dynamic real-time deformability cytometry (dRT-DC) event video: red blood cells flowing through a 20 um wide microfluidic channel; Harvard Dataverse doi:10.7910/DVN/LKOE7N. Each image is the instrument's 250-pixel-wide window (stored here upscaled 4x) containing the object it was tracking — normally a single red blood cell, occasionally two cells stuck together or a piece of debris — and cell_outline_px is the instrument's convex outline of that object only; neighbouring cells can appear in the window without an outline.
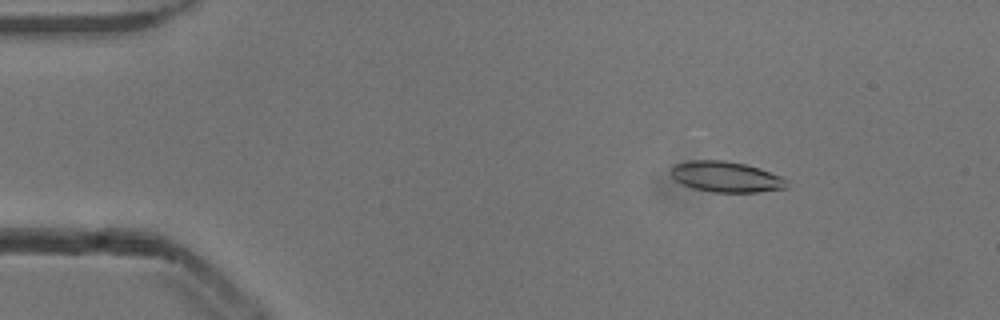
{"species": "common noctule bat (a hibernating species)", "species_latin": "Nyctalus noctula", "temperature_condition": "cold", "stored_images_in_passage": 53, "camera_frame_rate_fps": 3000, "um_per_image_px": 0.085, "animal": {"sex": "male", "body_mass_g": 13.3}, "frame": {"image": 1, "passage_image": 8, "time_ms": 2.333, "image_size_px": [1000, 320], "cell_outline_px": [[788, 188], [760, 192], [712, 192], [692, 188], [676, 180], [668, 172], [676, 164], [692, 160], [724, 160], [744, 164], [760, 168], [780, 176], [788, 180]], "centroid_in_image_um": [61.74, 15.03], "position_along_channel_um": 23.3, "area_um2": 20.75}}
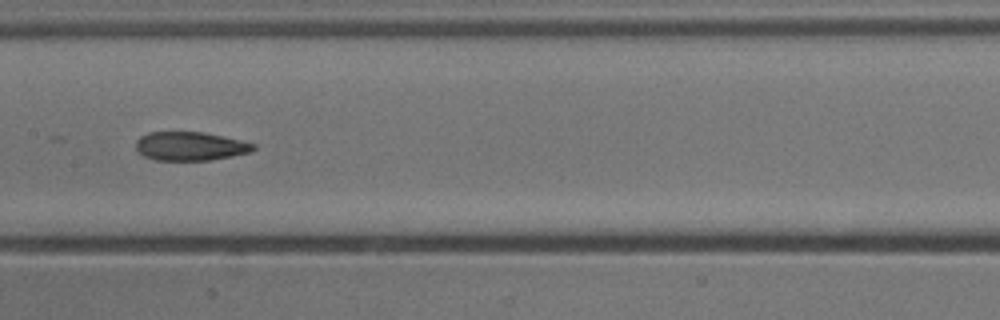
{"frame": {"image": 2, "passage_image": 27, "time_ms": 8.667, "image_size_px": [1000, 320], "cell_outline_px": [[256, 148], [248, 152], [232, 156], [212, 160], [156, 160], [144, 156], [136, 152], [136, 140], [140, 136], [148, 132], [204, 132], [240, 140], [256, 144]], "centroid_in_image_um": [16.13, 12.42], "position_along_channel_um": 191.3, "area_um2": 19.71}}
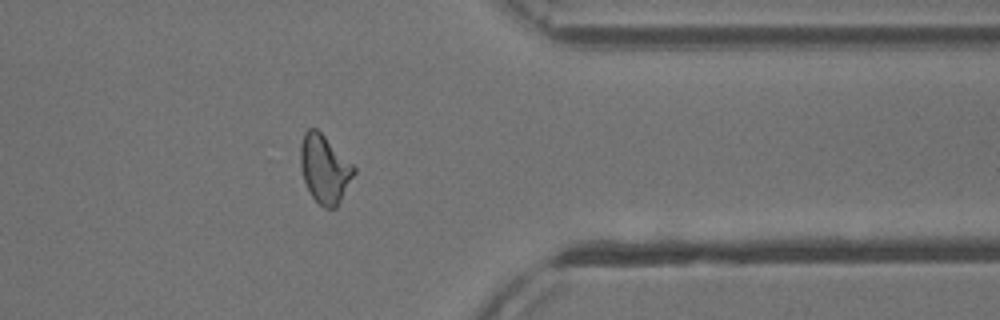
{"frame": {"image": 3, "passage_image": 43, "time_ms": 14.0, "image_size_px": [1000, 320], "cell_outline_px": [[356, 172], [336, 208], [324, 208], [312, 196], [304, 180], [300, 164], [300, 144], [304, 132], [308, 128], [316, 128], [356, 168]], "centroid_in_image_um": [27.58, 14.35], "position_along_channel_um": 383.8, "area_um2": 20.92}, "authors_computed_cell_mechanics": {"area_um2": 20.808, "velocity_mm_per_s": 3.8611, "shape_relaxation_time_tau1_ms": 8.1885, "shape_relaxation_time_tau2_ms": 3.2971, "deformation_change_tau1": 0.2189, "deformation_change_tau2": 0.1063}}